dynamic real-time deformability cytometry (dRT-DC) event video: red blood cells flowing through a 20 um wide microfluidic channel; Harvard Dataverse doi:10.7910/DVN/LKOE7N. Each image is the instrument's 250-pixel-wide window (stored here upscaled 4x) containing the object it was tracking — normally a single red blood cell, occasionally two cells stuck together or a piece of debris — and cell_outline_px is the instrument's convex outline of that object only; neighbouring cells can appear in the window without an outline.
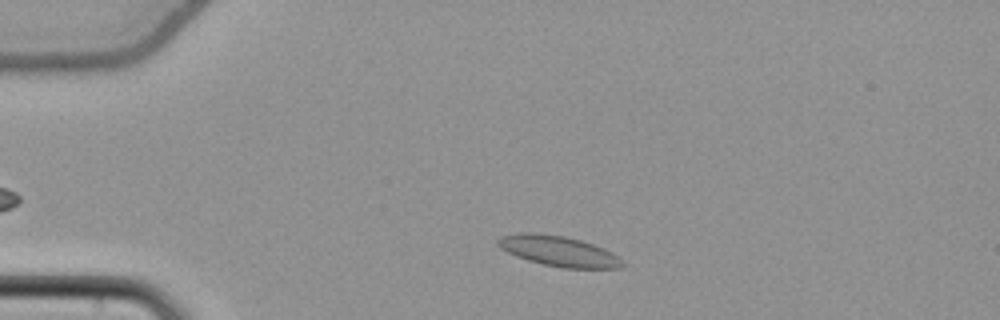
{"species": "common noctule bat (a hibernating species)", "species_latin": "Nyctalus noctula", "temperature_condition": "cold", "stored_images_in_passage": 41, "camera_frame_rate_fps": 3000, "um_per_image_px": 0.085, "animal": {"sex": "female", "body_mass_g": 22.7, "forearm_length_mm": 54.2}, "frame": {"image": 1, "passage_image": 5, "time_ms": 1.333, "image_size_px": [1000, 320], "cell_outline_px": [[624, 264], [620, 268], [564, 268], [544, 264], [528, 260], [516, 256], [500, 248], [496, 244], [496, 240], [500, 236], [520, 232], [536, 232], [564, 236], [580, 240], [604, 248], [612, 252]], "centroid_in_image_um": [47.42, 21.32], "position_along_channel_um": 37.6, "area_um2": 21.96}}
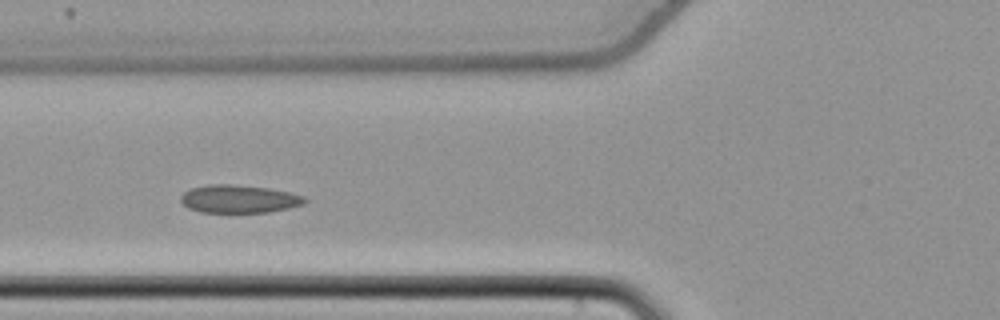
{"frame": {"image": 2, "passage_image": 14, "time_ms": 4.333, "image_size_px": [1000, 320], "cell_outline_px": [[308, 200], [304, 204], [288, 208], [268, 212], [200, 212], [188, 208], [180, 200], [180, 196], [184, 192], [192, 188], [208, 184], [232, 184], [268, 188], [288, 192], [304, 196]], "centroid_in_image_um": [20.31, 16.91], "position_along_channel_um": 105.5, "area_um2": 20.17}}
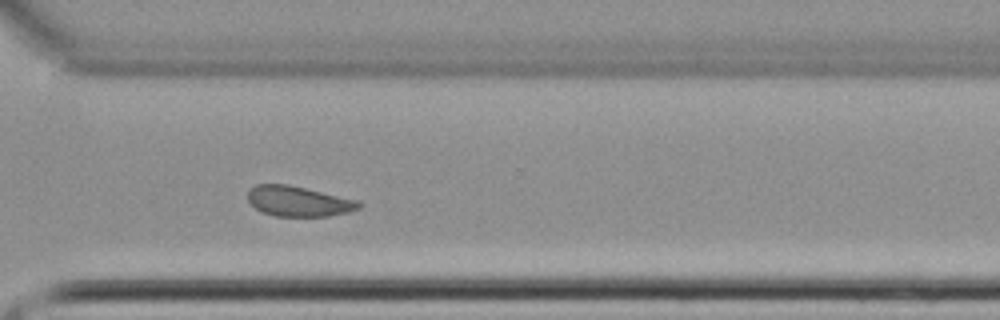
{"frame": {"image": 3, "passage_image": 33, "time_ms": 10.667, "image_size_px": [1000, 320], "cell_outline_px": [[364, 204], [360, 208], [348, 212], [328, 216], [276, 216], [260, 212], [248, 200], [248, 188], [256, 184], [288, 184], [356, 200]], "centroid_in_image_um": [25.34, 17.11], "position_along_channel_um": 345.3, "area_um2": 19.54}, "authors_computed_cell_mechanics": {"area_um2": 19.941, "velocity_mm_per_s": 3.7783, "shape_relaxation_time_tau1_ms": null, "shape_relaxation_time_tau2_ms": 5.5081, "deformation_change_tau1": null, "deformation_change_tau2": 0.0874}}